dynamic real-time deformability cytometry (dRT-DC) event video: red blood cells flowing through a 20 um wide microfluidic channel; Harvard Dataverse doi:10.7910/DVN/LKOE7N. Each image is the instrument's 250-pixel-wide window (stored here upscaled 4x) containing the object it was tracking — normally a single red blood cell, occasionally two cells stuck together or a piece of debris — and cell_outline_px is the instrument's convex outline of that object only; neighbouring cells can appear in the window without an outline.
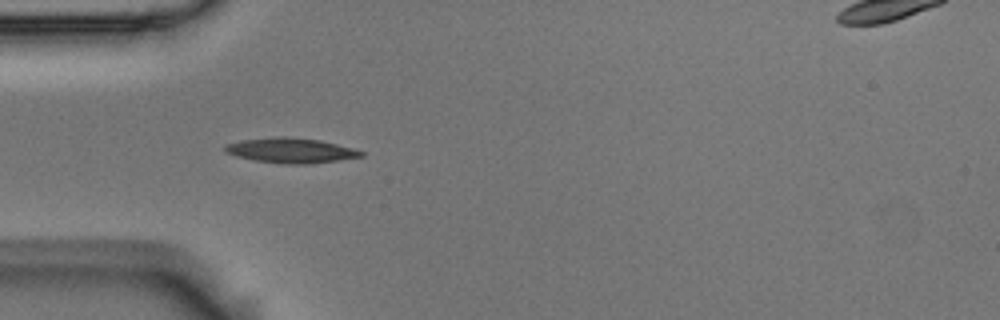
{"species": "Egyptian fruit bat (a non-hibernating species)", "species_latin": "Rousettus aegyptiacus", "temperature_condition": "room temperature", "stored_images_in_passage": 6, "camera_frame_rate_fps": 3000, "um_per_image_px": 0.085, "animal": {"sex": "male"}, "frame": {"image": 1, "passage_image": 5, "time_ms": 1.333, "image_size_px": [1000, 320], "cell_outline_px": [[364, 156], [308, 164], [284, 164], [256, 160], [236, 156], [224, 152], [224, 144], [240, 140], [272, 136], [284, 136], [320, 140], [352, 148], [364, 152]], "centroid_in_image_um": [24.66, 12.77], "position_along_channel_um": 60.3, "area_um2": 19.83}}
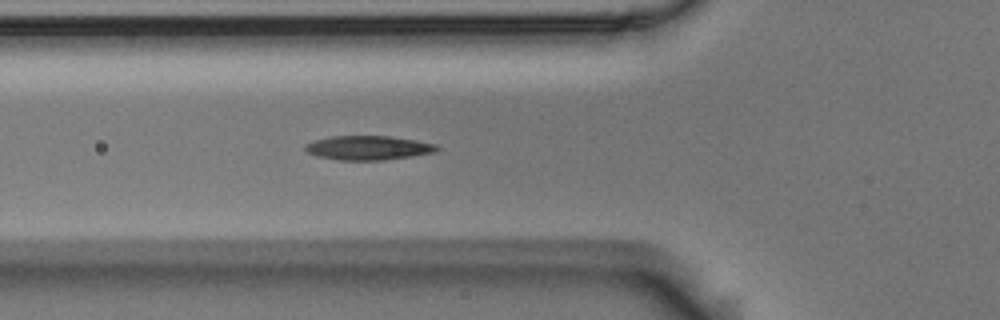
{"frame": {"image": 2, "passage_image": 6, "time_ms": 1.667, "image_size_px": [1000, 320], "cell_outline_px": [[440, 148], [436, 152], [412, 156], [384, 160], [336, 160], [316, 156], [308, 152], [304, 148], [304, 144], [316, 140], [332, 136], [388, 136], [416, 140], [436, 144]], "centroid_in_image_um": [31.3, 12.57], "position_along_channel_um": 94.5, "area_um2": 18.61}}